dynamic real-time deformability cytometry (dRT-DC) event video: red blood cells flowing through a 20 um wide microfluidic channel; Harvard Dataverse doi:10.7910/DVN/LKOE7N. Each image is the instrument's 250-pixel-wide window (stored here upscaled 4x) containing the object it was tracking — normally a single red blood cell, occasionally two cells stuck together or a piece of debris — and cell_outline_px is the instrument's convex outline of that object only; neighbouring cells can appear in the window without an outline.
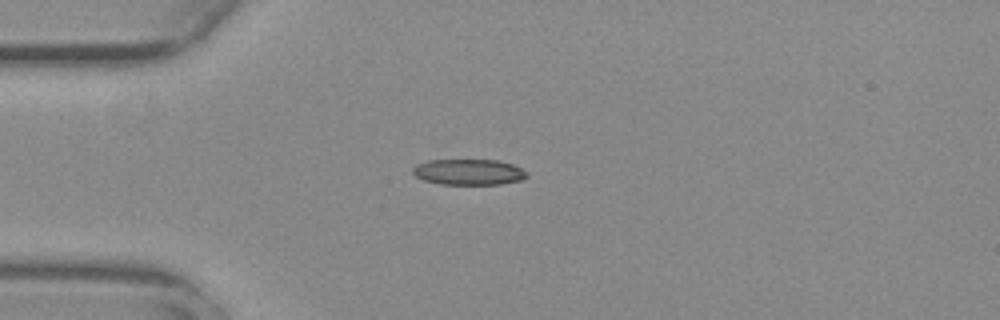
{"species": "common noctule bat (a hibernating species)", "species_latin": "Nyctalus noctula", "temperature_condition": "warm", "stored_images_in_passage": 33, "camera_frame_rate_fps": 3000, "um_per_image_px": 0.085, "animal": {"sex": "female", "body_mass_g": 29.2, "forearm_length_mm": 56.3}, "frame": {"image": 1, "passage_image": 1, "time_ms": 0.0, "image_size_px": [1000, 320], "cell_outline_px": [[528, 176], [520, 180], [500, 184], [440, 184], [424, 180], [416, 176], [412, 172], [412, 168], [416, 164], [428, 160], [496, 160], [512, 164], [528, 172]], "centroid_in_image_um": [39.82, 14.62], "position_along_channel_um": 45.2, "area_um2": 17.11}}
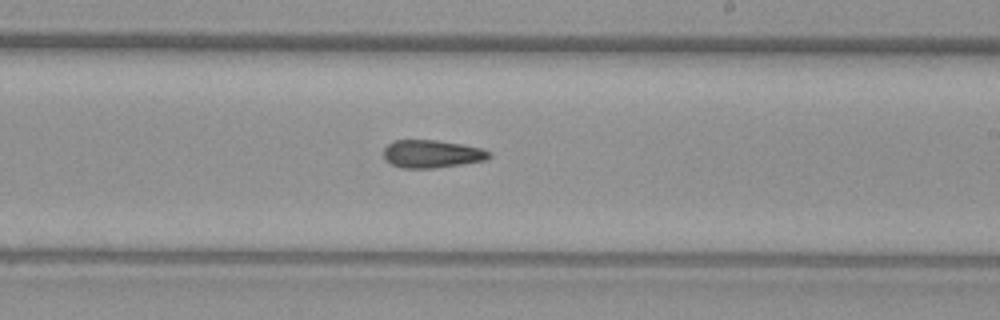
{"frame": {"image": 2, "passage_image": 19, "time_ms": 6.0, "image_size_px": [1000, 320], "cell_outline_px": [[492, 156], [488, 160], [432, 168], [400, 168], [384, 160], [384, 148], [392, 140], [436, 140], [464, 144], [480, 148], [492, 152]], "centroid_in_image_um": [36.72, 13.07], "position_along_channel_um": 252.3, "area_um2": 17.28}}
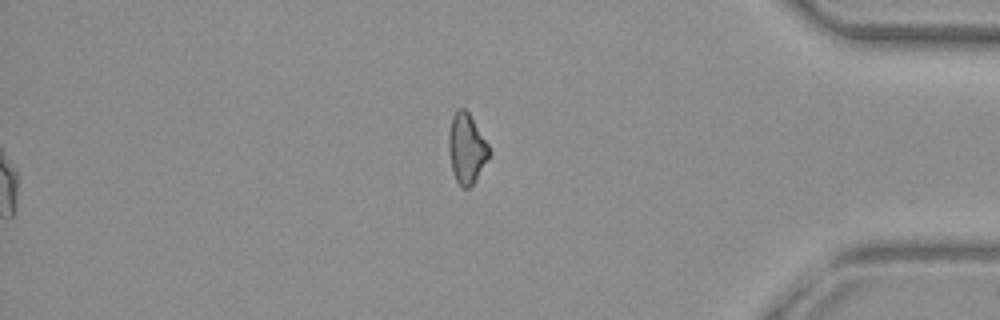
{"frame": {"image": 3, "passage_image": 33, "time_ms": 10.667, "image_size_px": [1000, 320], "cell_outline_px": [[492, 152], [488, 160], [476, 180], [468, 188], [460, 188], [452, 172], [448, 148], [448, 132], [452, 116], [456, 108], [464, 108], [468, 112], [488, 144]], "centroid_in_image_um": [39.65, 12.63], "position_along_channel_um": 395.5, "area_um2": 16.76}}